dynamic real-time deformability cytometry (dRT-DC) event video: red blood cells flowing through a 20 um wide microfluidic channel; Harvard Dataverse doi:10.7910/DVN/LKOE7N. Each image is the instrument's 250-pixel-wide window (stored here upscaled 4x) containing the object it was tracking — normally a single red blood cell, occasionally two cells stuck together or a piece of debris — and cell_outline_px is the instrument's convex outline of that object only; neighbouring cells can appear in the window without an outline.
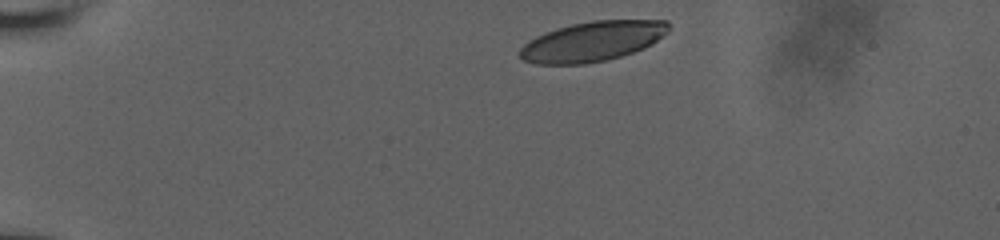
{"species": "human", "species_latin": "Homo sapiens", "temperature_condition": "room temperature", "stored_images_in_passage": 10, "camera_frame_rate_fps": 3000, "um_per_image_px": 0.085, "donor": {"sex": "male"}, "frame": {"image": 1, "passage_image": 1, "time_ms": 0.0, "image_size_px": [1000, 240], "cell_outline_px": [[668, 32], [652, 44], [644, 48], [608, 60], [584, 64], [536, 64], [524, 60], [520, 56], [520, 48], [528, 40], [544, 32], [556, 28], [572, 24], [592, 20], [668, 20]], "centroid_in_image_um": [50.35, 3.51], "position_along_channel_um": 34.6, "area_um2": 34.62}}
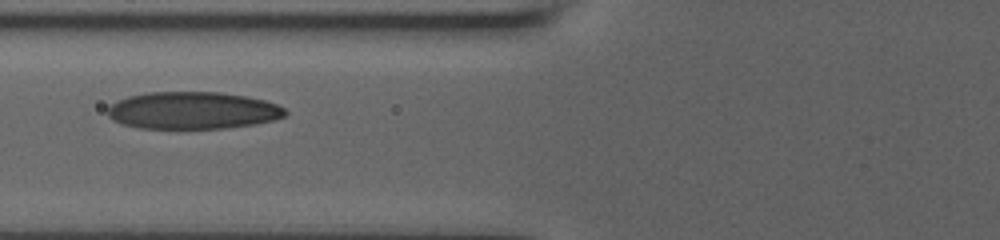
{"frame": {"image": 2, "passage_image": 6, "time_ms": 4.0, "image_size_px": [1000, 240], "cell_outline_px": [[288, 112], [284, 116], [272, 120], [252, 124], [224, 128], [140, 128], [124, 124], [112, 120], [108, 116], [108, 108], [116, 100], [128, 96], [148, 92], [220, 92], [248, 96], [264, 100], [276, 104], [284, 108]], "centroid_in_image_um": [16.36, 9.38], "position_along_channel_um": 109.4, "area_um2": 38.44}}
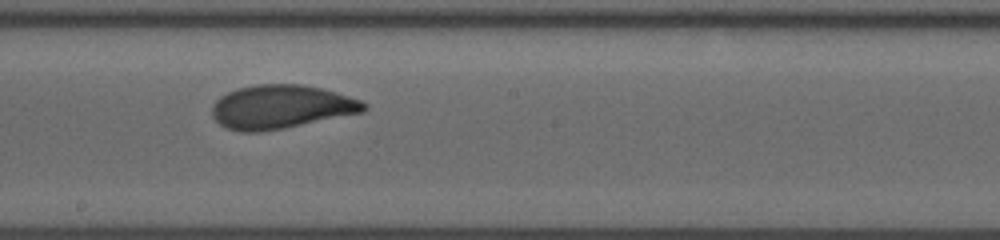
{"frame": {"image": 3, "passage_image": 9, "time_ms": 7.0, "image_size_px": [1000, 240], "cell_outline_px": [[368, 108], [364, 112], [260, 132], [244, 132], [228, 128], [220, 124], [212, 116], [212, 104], [220, 96], [236, 88], [256, 84], [300, 84], [320, 88], [336, 92], [360, 100], [368, 104]], "centroid_in_image_um": [23.88, 9.07], "position_along_channel_um": 224.3, "area_um2": 38.44}}